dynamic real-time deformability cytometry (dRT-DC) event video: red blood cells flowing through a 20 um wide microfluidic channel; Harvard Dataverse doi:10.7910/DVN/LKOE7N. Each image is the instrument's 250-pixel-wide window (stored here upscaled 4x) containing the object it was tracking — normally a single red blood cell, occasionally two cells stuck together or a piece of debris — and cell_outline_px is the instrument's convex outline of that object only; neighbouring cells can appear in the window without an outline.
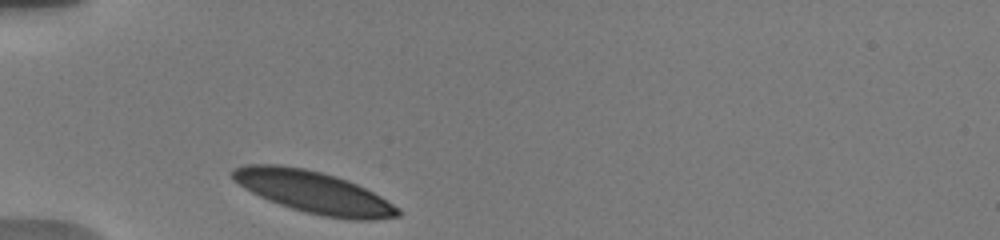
{"species": "human", "species_latin": "Homo sapiens", "temperature_condition": "warm", "stored_images_in_passage": 7, "camera_frame_rate_fps": 3000, "um_per_image_px": 0.085, "donor": {"sex": "male"}, "frame": {"image": 1, "passage_image": 1, "time_ms": 0.0, "image_size_px": [1000, 240], "cell_outline_px": [[400, 216], [372, 220], [348, 220], [324, 216], [304, 212], [268, 200], [244, 188], [232, 176], [232, 168], [244, 164], [276, 164], [304, 168], [336, 176], [348, 180], [380, 196], [400, 208]], "centroid_in_image_um": [26.67, 16.34], "position_along_channel_um": 58.3, "area_um2": 40.23}}
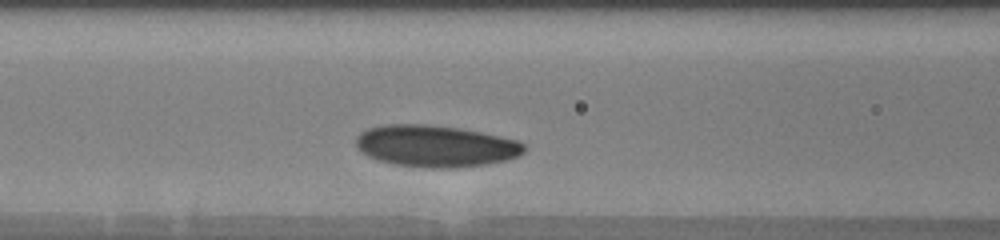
{"frame": {"image": 2, "passage_image": 5, "time_ms": 2.333, "image_size_px": [1000, 240], "cell_outline_px": [[528, 148], [520, 156], [504, 160], [484, 164], [452, 168], [428, 168], [392, 164], [376, 160], [360, 152], [356, 144], [356, 136], [360, 132], [368, 128], [384, 124], [428, 124], [460, 128], [500, 136], [516, 140], [524, 144]], "centroid_in_image_um": [36.99, 12.41], "position_along_channel_um": 129.6, "area_um2": 41.15}}
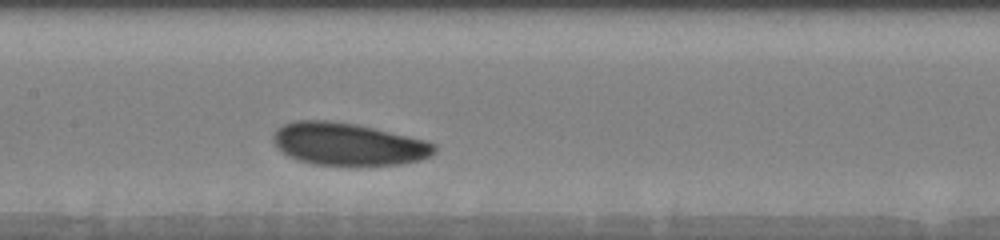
{"frame": {"image": 3, "passage_image": 7, "time_ms": 3.667, "image_size_px": [1000, 240], "cell_outline_px": [[436, 152], [432, 156], [420, 160], [400, 164], [352, 168], [312, 164], [296, 160], [288, 156], [276, 148], [272, 140], [272, 136], [276, 128], [284, 124], [296, 120], [328, 120], [356, 124], [424, 140], [436, 144]], "centroid_in_image_um": [29.56, 12.29], "position_along_channel_um": 177.8, "area_um2": 41.04}}